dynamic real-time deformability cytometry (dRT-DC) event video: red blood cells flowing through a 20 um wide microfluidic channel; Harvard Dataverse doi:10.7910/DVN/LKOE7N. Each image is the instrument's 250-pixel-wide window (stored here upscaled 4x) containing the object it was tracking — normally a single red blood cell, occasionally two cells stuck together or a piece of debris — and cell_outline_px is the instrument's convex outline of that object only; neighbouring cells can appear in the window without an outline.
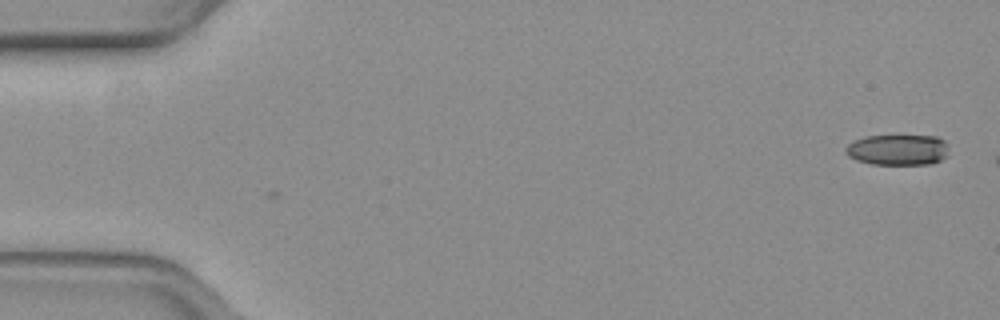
{"species": "common noctule bat (a hibernating species)", "species_latin": "Nyctalus noctula", "temperature_condition": "warm", "stored_images_in_passage": 2, "camera_frame_rate_fps": 3000, "um_per_image_px": 0.085, "animal": {"sex": "female", "body_mass_g": 19.3, "forearm_length_mm": 54.1}, "frame": {"image": 1, "passage_image": 2, "time_ms": 0.333, "image_size_px": [1000, 320], "cell_outline_px": [[948, 156], [932, 164], [872, 164], [856, 160], [848, 156], [844, 152], [844, 148], [852, 140], [864, 136], [936, 136], [944, 140], [948, 152]], "centroid_in_image_um": [76.28, 12.73], "position_along_channel_um": 8.7, "area_um2": 18.67}}